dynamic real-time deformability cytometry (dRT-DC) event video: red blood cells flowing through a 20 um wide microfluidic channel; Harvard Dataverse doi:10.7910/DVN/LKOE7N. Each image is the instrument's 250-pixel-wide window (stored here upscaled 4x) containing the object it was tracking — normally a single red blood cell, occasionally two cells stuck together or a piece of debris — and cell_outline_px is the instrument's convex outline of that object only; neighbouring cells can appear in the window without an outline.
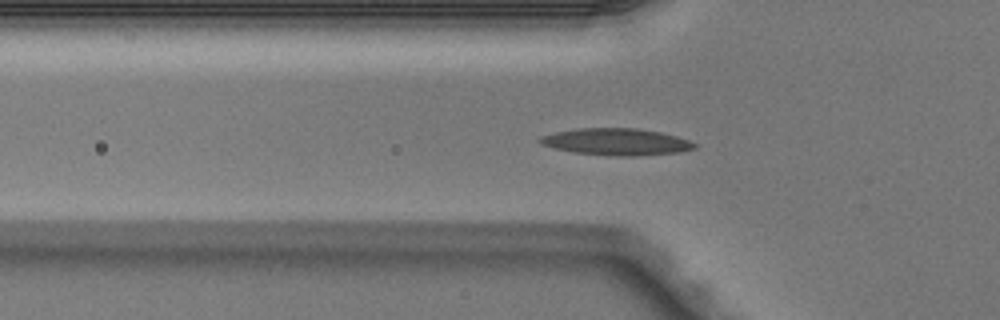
{"species": "Egyptian fruit bat (a non-hibernating species)", "species_latin": "Rousettus aegyptiacus", "temperature_condition": "warm", "stored_images_in_passage": 39, "segment_of_instrument_passage": [1, 2], "camera_frame_rate_fps": 3000, "um_per_image_px": 0.085, "animal": {"sex": "male"}, "frame": {"image": 1, "passage_image": 5, "time_ms": 1.333, "image_size_px": [1000, 320], "cell_outline_px": [[696, 148], [680, 152], [636, 156], [616, 156], [572, 152], [540, 144], [536, 140], [540, 136], [556, 132], [576, 128], [636, 128], [660, 132], [676, 136], [688, 140], [696, 144]], "centroid_in_image_um": [52.37, 12.05], "position_along_channel_um": 73.4, "area_um2": 24.16}}
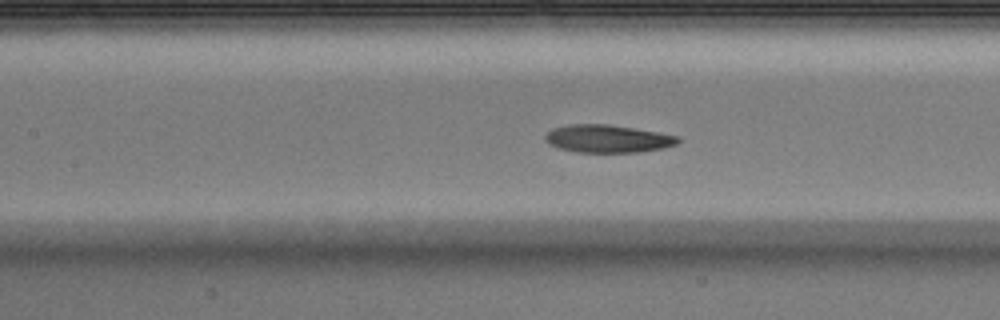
{"frame": {"image": 2, "passage_image": 11, "time_ms": 3.333, "image_size_px": [1000, 320], "cell_outline_px": [[680, 140], [676, 144], [664, 148], [640, 152], [576, 152], [560, 148], [548, 144], [544, 140], [544, 136], [552, 128], [572, 124], [608, 124], [656, 132], [676, 136]], "centroid_in_image_um": [51.61, 11.79], "position_along_channel_um": 155.8, "area_um2": 21.33}}
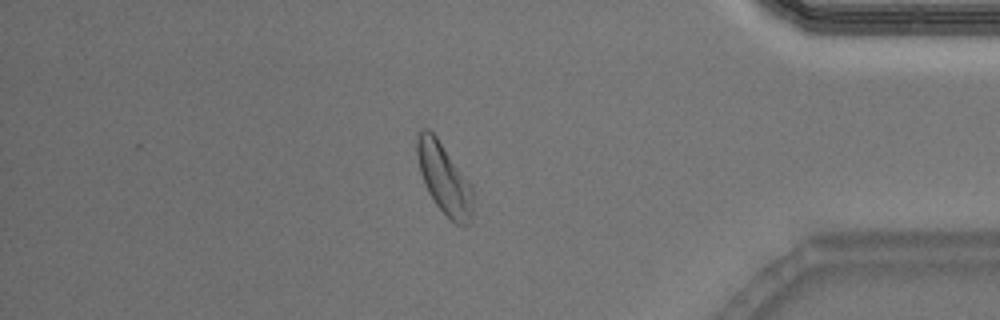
{"frame": {"image": 3, "passage_image": 31, "time_ms": 10.0, "image_size_px": [1000, 320], "cell_outline_px": [[472, 220], [468, 224], [456, 224], [436, 204], [428, 192], [424, 184], [420, 172], [416, 156], [416, 140], [420, 132], [424, 128], [428, 128], [436, 136], [472, 188]], "centroid_in_image_um": [37.71, 15.18], "position_along_channel_um": 397.5, "area_um2": 22.37}}